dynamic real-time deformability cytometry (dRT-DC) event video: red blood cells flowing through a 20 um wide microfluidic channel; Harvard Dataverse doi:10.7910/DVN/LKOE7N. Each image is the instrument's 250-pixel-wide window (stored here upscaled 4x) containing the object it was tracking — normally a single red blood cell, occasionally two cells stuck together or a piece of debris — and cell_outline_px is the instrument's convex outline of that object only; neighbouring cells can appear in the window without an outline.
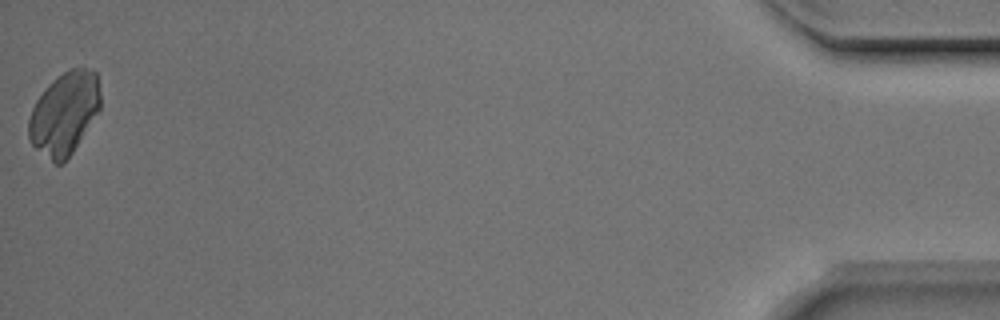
{"species": "Egyptian fruit bat (a non-hibernating species)", "species_latin": "Rousettus aegyptiacus", "temperature_condition": "room temperature", "stored_images_in_passage": 41, "camera_frame_rate_fps": 3000, "um_per_image_px": 0.085, "animal": {"sex": "male"}, "frame": {"image": 1, "passage_image": 41, "time_ms": 13.333, "image_size_px": [1000, 320], "cell_outline_px": [[100, 108], [72, 152], [60, 164], [56, 164], [36, 148], [28, 140], [28, 120], [32, 108], [36, 100], [48, 84], [64, 72], [72, 68], [84, 68], [96, 72], [100, 92]], "centroid_in_image_um": [5.45, 9.62], "position_along_channel_um": 429.8, "area_um2": 33.93}}